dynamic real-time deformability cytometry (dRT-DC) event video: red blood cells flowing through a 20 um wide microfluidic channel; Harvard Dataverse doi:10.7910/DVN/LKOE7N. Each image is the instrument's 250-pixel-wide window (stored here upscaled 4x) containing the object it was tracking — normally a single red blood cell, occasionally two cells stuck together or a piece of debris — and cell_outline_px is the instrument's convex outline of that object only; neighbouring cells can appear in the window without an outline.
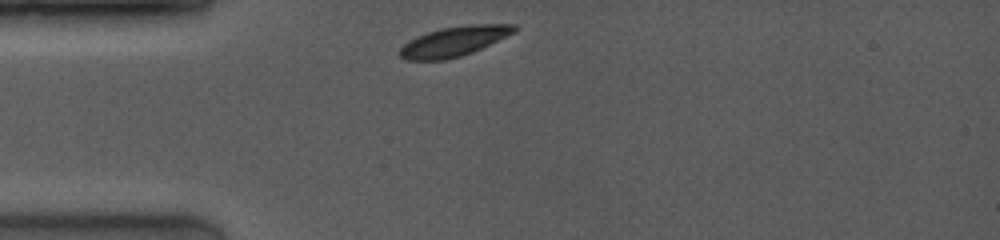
{"species": "common noctule bat (a hibernating species)", "species_latin": "Nyctalus noctula", "temperature_condition": "room temperature", "stored_images_in_passage": 2, "camera_frame_rate_fps": 4000, "um_per_image_px": 0.085, "animal": {"sex": "female", "body_mass_g": 19.0, "forearm_length_mm": 53.3}, "frame": {"image": 1, "passage_image": 1, "time_ms": 0.0, "image_size_px": [1000, 240], "cell_outline_px": [[520, 28], [516, 32], [472, 52], [460, 56], [444, 60], [404, 60], [400, 56], [400, 48], [404, 44], [416, 36], [440, 28], [468, 24], [516, 24]], "centroid_in_image_um": [38.62, 3.5], "position_along_channel_um": 46.4, "area_um2": 19.94}}